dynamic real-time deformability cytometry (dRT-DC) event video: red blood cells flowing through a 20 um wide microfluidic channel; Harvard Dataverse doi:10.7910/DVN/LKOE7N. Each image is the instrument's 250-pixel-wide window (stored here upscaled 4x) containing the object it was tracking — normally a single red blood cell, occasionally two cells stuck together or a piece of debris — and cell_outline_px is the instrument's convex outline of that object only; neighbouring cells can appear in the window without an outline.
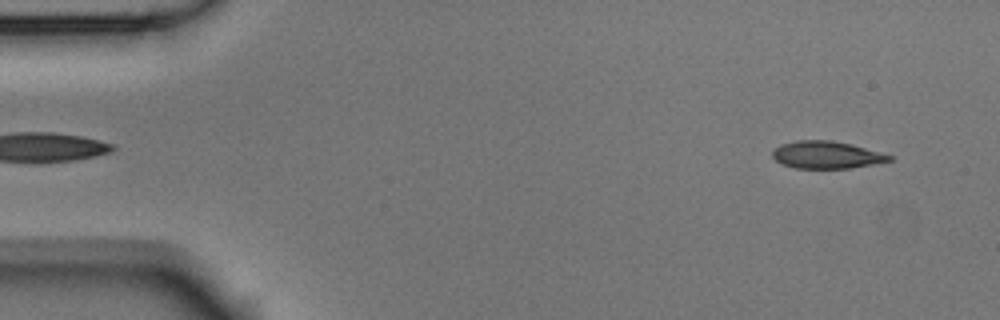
{"species": "Egyptian fruit bat (a non-hibernating species)", "species_latin": "Rousettus aegyptiacus", "temperature_condition": "room temperature", "stored_images_in_passage": 52, "camera_frame_rate_fps": 3000, "um_per_image_px": 0.085, "animal": {"sex": "male"}, "frame": {"image": 1, "passage_image": 3, "time_ms": 0.667, "image_size_px": [1000, 320], "cell_outline_px": [[892, 160], [872, 164], [848, 168], [796, 168], [780, 164], [772, 156], [772, 152], [780, 144], [796, 140], [832, 140], [852, 144], [892, 156]], "centroid_in_image_um": [70.2, 13.15], "position_along_channel_um": 14.8, "area_um2": 18.5}}
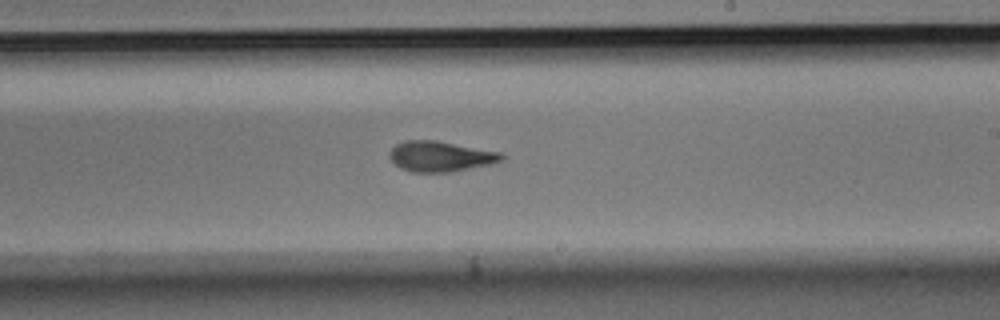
{"frame": {"image": 2, "passage_image": 30, "time_ms": 9.667, "image_size_px": [1000, 320], "cell_outline_px": [[504, 160], [488, 164], [452, 172], [412, 172], [400, 168], [388, 156], [388, 152], [396, 144], [404, 140], [436, 140], [500, 152], [504, 156]], "centroid_in_image_um": [37.4, 13.29], "position_along_channel_um": 251.6, "area_um2": 19.83}}
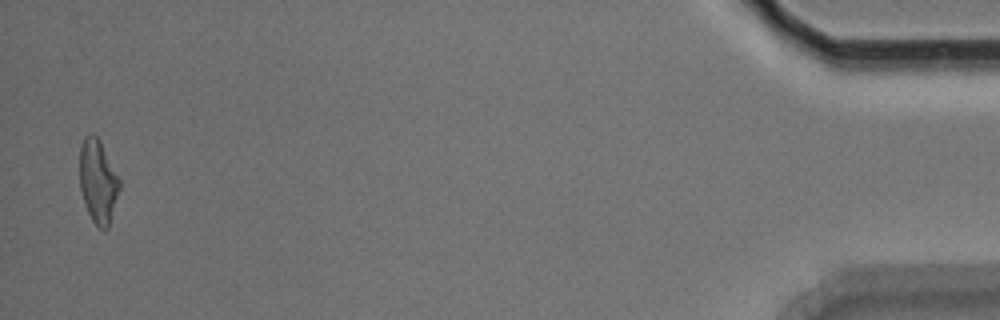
{"frame": {"image": 3, "passage_image": 51, "time_ms": 16.667, "image_size_px": [1000, 320], "cell_outline_px": [[120, 188], [108, 228], [100, 228], [92, 220], [84, 204], [80, 188], [80, 148], [84, 136], [92, 132], [100, 140], [120, 180]], "centroid_in_image_um": [8.32, 15.39], "position_along_channel_um": 426.9, "area_um2": 19.25}, "authors_computed_cell_mechanics": {"area_um2": 19.5364, "velocity_mm_per_s": 3.7784, "shape_relaxation_time_tau1_ms": 4.4241, "shape_relaxation_time_tau2_ms": 2.4322, "deformation_change_tau1": 0.1556, "deformation_change_tau2": 0.1054}}